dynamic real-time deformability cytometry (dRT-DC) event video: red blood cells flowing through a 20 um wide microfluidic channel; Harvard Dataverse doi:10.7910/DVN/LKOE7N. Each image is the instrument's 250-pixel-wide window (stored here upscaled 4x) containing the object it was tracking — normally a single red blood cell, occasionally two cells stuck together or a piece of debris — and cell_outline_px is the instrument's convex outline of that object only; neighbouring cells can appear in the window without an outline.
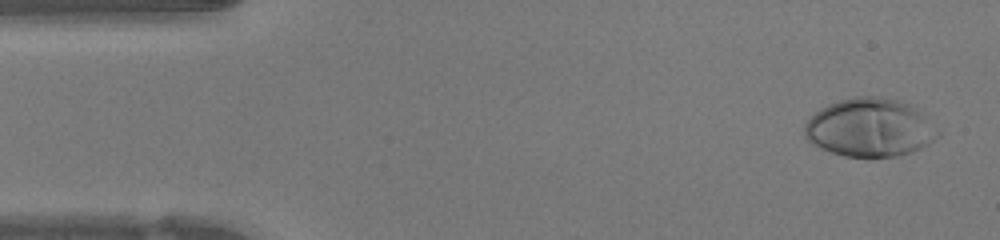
{"species": "human", "species_latin": "Homo sapiens", "temperature_condition": "warm", "stored_images_in_passage": 47, "camera_frame_rate_fps": 3000, "um_per_image_px": 0.085, "donor": {"sex": "female"}, "frame": {"image": 1, "passage_image": 2, "time_ms": 0.333, "image_size_px": [1000, 240], "cell_outline_px": [[940, 136], [928, 144], [912, 152], [896, 156], [844, 156], [832, 152], [812, 144], [804, 136], [804, 124], [820, 108], [828, 104], [840, 100], [856, 96], [876, 96], [900, 100], [916, 108], [940, 132]], "centroid_in_image_um": [73.93, 10.84], "position_along_channel_um": 11.1, "area_um2": 45.08}}
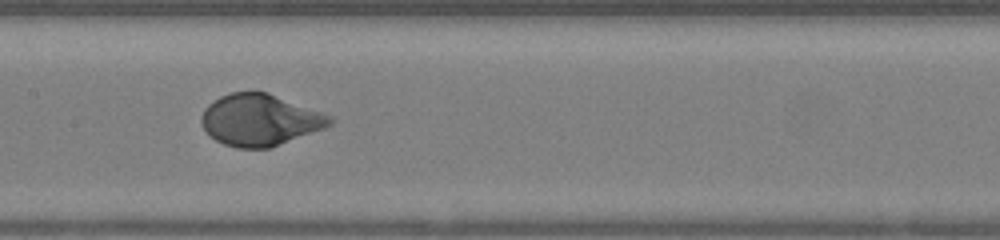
{"frame": {"image": 2, "passage_image": 22, "time_ms": 7.0, "image_size_px": [1000, 240], "cell_outline_px": [[336, 120], [332, 124], [324, 128], [268, 148], [236, 148], [224, 144], [216, 140], [200, 124], [200, 116], [204, 108], [212, 100], [220, 96], [232, 92], [268, 92], [324, 112], [332, 116]], "centroid_in_image_um": [22.1, 10.18], "position_along_channel_um": 185.3, "area_um2": 38.73}}
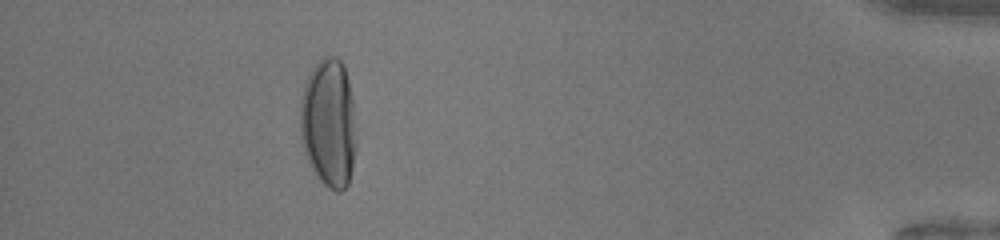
{"frame": {"image": 3, "passage_image": 42, "time_ms": 13.667, "image_size_px": [1000, 240], "cell_outline_px": [[356, 148], [352, 168], [348, 184], [340, 192], [336, 192], [328, 188], [320, 180], [312, 168], [304, 152], [300, 136], [300, 100], [304, 84], [312, 68], [324, 56], [336, 56], [344, 64], [352, 96], [356, 144]], "centroid_in_image_um": [27.93, 10.46], "position_along_channel_um": 407.3, "area_um2": 42.31}, "authors_computed_cell_mechanics": {"area_um2": 39.4774, "velocity_mm_per_s": 4.2513, "shape_relaxation_time_tau1_ms": 2.8237, "shape_relaxation_time_tau2_ms": null, "deformation_change_tau1": 0.2216, "deformation_change_tau2": null}}